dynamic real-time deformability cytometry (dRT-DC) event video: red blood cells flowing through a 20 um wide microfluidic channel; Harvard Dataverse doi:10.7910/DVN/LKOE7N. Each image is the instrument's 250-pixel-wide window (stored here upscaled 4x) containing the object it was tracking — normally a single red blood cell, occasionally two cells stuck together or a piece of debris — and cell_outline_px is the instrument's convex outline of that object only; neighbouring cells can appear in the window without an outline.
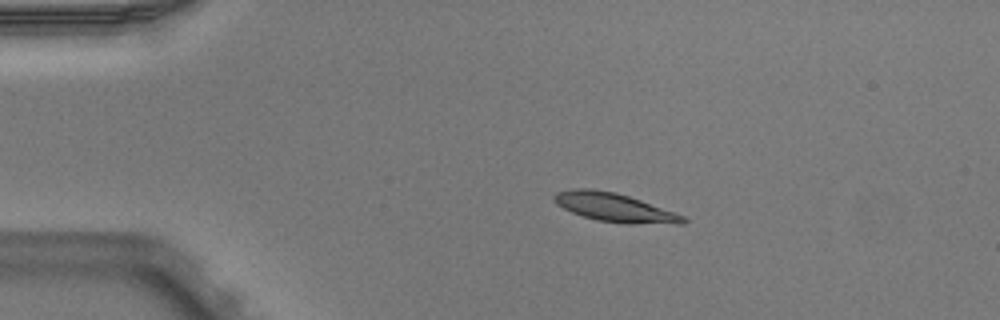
{"species": "Egyptian fruit bat (a non-hibernating species)", "species_latin": "Rousettus aegyptiacus", "temperature_condition": "warm", "stored_images_in_passage": 4, "camera_frame_rate_fps": 3000, "um_per_image_px": 0.085, "animal": {"sex": "male"}, "frame": {"image": 1, "passage_image": 2, "time_ms": 0.333, "image_size_px": [1000, 320], "cell_outline_px": [[688, 220], [684, 224], [628, 224], [596, 220], [572, 212], [556, 204], [552, 200], [552, 196], [556, 192], [572, 188], [588, 188], [616, 192], [640, 200], [684, 216]], "centroid_in_image_um": [52.21, 17.64], "position_along_channel_um": 32.8, "area_um2": 21.56}}
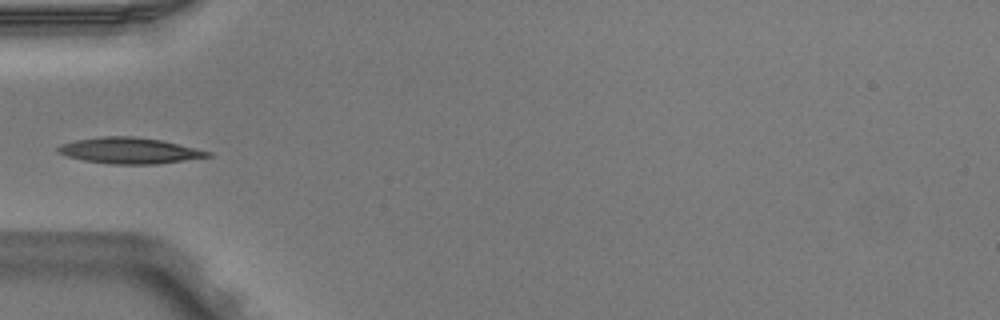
{"frame": {"image": 2, "passage_image": 4, "time_ms": 1.0, "image_size_px": [1000, 320], "cell_outline_px": [[212, 156], [156, 164], [112, 164], [84, 160], [68, 156], [56, 152], [56, 148], [60, 144], [76, 140], [100, 136], [132, 136], [160, 140], [212, 152]], "centroid_in_image_um": [10.97, 12.8], "position_along_channel_um": 74.0, "area_um2": 22.48}}